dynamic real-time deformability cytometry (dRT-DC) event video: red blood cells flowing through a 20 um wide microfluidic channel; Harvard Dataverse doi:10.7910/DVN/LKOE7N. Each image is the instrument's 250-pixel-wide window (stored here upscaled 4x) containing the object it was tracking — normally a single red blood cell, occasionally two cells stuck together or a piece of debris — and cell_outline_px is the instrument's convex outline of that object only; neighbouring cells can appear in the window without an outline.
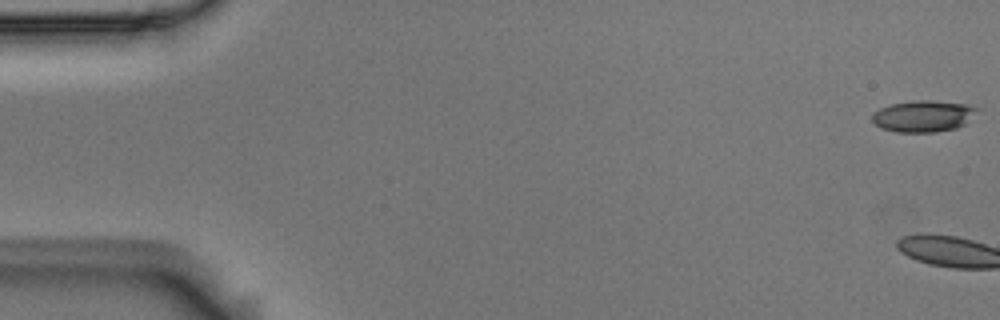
{"species": "Egyptian fruit bat (a non-hibernating species)", "species_latin": "Rousettus aegyptiacus", "temperature_condition": "room temperature", "stored_images_in_passage": 3, "camera_frame_rate_fps": 3000, "um_per_image_px": 0.085, "animal": {"sex": "male"}, "frame": {"image": 1, "passage_image": 1, "time_ms": 0.0, "image_size_px": [1000, 320], "cell_outline_px": [[980, 108], [964, 124], [956, 128], [936, 132], [896, 132], [880, 128], [872, 120], [872, 112], [880, 108], [892, 104], [912, 100], [932, 100], [968, 104]], "centroid_in_image_um": [78.46, 9.86], "position_along_channel_um": 6.5, "area_um2": 19.36}}